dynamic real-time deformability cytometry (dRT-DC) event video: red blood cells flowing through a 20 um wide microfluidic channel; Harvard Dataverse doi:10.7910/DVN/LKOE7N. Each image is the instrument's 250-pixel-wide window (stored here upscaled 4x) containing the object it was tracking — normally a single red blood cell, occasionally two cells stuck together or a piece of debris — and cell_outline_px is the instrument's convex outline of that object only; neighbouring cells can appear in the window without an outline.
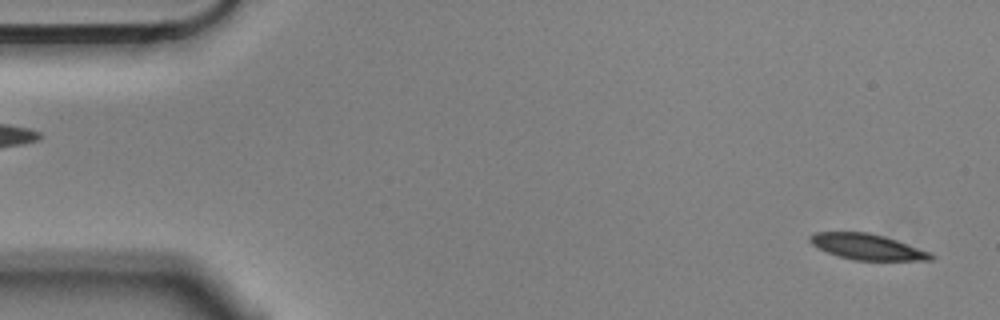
{"species": "Egyptian fruit bat (a non-hibernating species)", "species_latin": "Rousettus aegyptiacus", "temperature_condition": "cold", "stored_images_in_passage": 6, "camera_frame_rate_fps": 3000, "um_per_image_px": 0.085, "animal": {"sex": "male"}, "frame": {"image": 1, "passage_image": 6, "time_ms": 1.667, "image_size_px": [1000, 320], "cell_outline_px": [[936, 256], [932, 260], [852, 260], [828, 252], [812, 244], [808, 240], [808, 236], [812, 232], [868, 232], [884, 236], [932, 252]], "centroid_in_image_um": [73.73, 20.97], "position_along_channel_um": 11.3, "area_um2": 18.15}}